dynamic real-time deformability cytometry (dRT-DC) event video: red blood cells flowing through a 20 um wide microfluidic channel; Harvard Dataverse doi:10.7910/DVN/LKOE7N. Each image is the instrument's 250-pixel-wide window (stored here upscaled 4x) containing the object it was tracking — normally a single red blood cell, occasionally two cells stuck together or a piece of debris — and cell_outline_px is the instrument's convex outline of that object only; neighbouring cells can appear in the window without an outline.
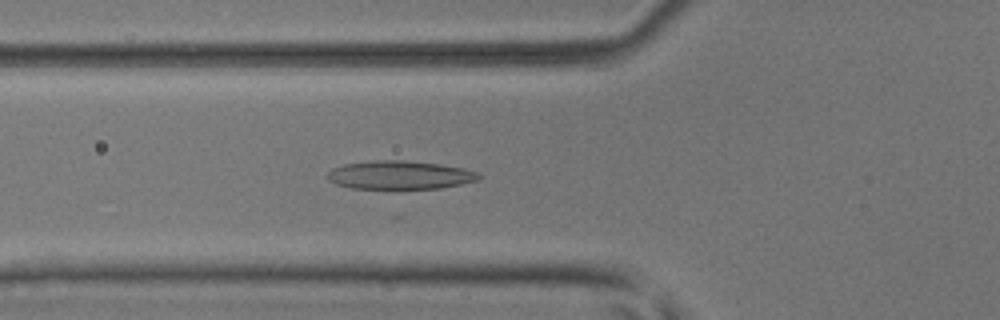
{"species": "common noctule bat (a hibernating species)", "species_latin": "Nyctalus noctula", "temperature_condition": "room temperature", "stored_images_in_passage": 43, "camera_frame_rate_fps": 3000, "um_per_image_px": 0.085, "animal": {"sex": "male", "body_mass_g": 17.9, "forearm_length_mm": 54.2}, "frame": {"image": 1, "passage_image": 18, "time_ms": 5.667, "image_size_px": [1000, 320], "cell_outline_px": [[480, 180], [440, 188], [352, 188], [336, 184], [328, 180], [328, 172], [332, 168], [344, 164], [376, 160], [404, 160], [440, 164], [464, 168], [480, 172]], "centroid_in_image_um": [34.01, 14.87], "position_along_channel_um": 91.8, "area_um2": 25.03}}
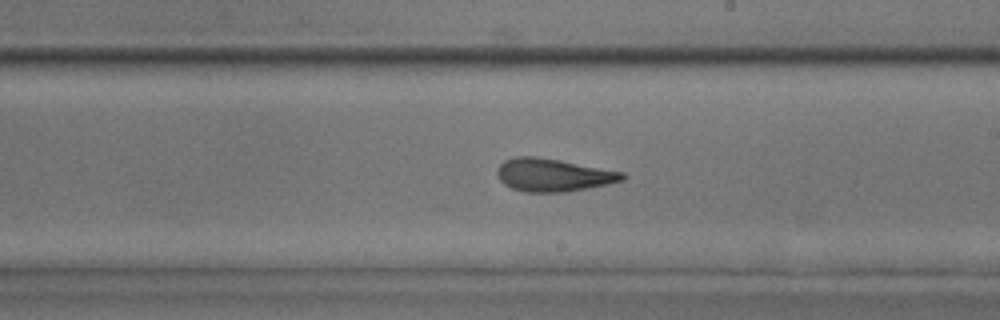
{"frame": {"image": 2, "passage_image": 29, "time_ms": 9.333, "image_size_px": [1000, 320], "cell_outline_px": [[628, 176], [624, 180], [608, 184], [564, 192], [524, 192], [512, 188], [504, 184], [500, 180], [496, 172], [500, 164], [504, 160], [516, 156], [536, 156], [560, 160], [624, 172]], "centroid_in_image_um": [47.02, 14.87], "position_along_channel_um": 242.0, "area_um2": 24.04}}
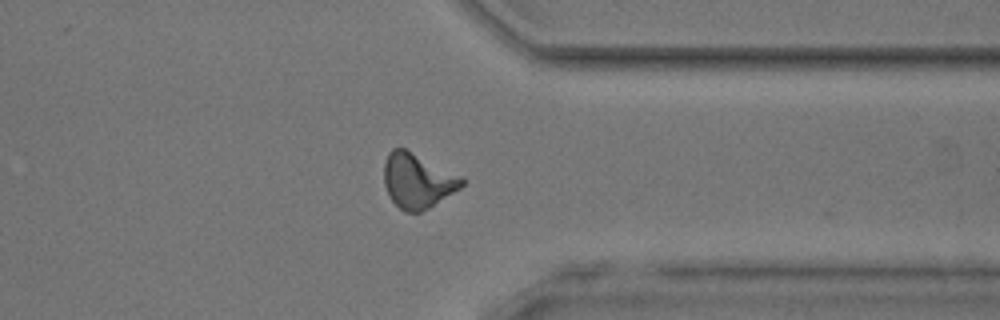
{"frame": {"image": 3, "passage_image": 39, "time_ms": 12.667, "image_size_px": [1000, 320], "cell_outline_px": [[464, 184], [460, 188], [428, 208], [420, 212], [404, 212], [392, 200], [384, 184], [384, 164], [388, 152], [392, 148], [404, 148], [460, 176], [464, 180]], "centroid_in_image_um": [35.46, 15.36], "position_along_channel_um": 375.9, "area_um2": 24.33}, "authors_computed_cell_mechanics": {"area_um2": 24.1604, "velocity_mm_per_s": 4.0994, "shape_relaxation_time_tau1_ms": 6.3572, "shape_relaxation_time_tau2_ms": 2.0904, "deformation_change_tau1": 0.1948, "deformation_change_tau2": 0.1199}}